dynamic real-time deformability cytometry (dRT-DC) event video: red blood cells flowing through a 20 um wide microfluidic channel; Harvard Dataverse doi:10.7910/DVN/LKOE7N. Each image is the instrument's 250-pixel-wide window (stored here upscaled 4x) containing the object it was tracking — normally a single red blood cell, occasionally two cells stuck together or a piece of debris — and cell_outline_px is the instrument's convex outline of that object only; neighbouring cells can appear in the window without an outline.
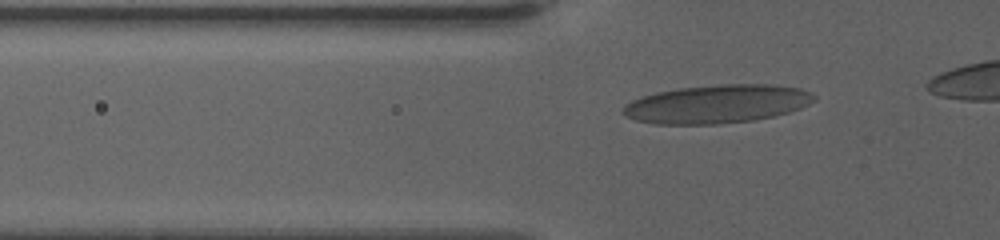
{"species": "human", "species_latin": "Homo sapiens", "temperature_condition": "warm", "stored_images_in_passage": 43, "camera_frame_rate_fps": 3000, "um_per_image_px": 0.085, "donor": {"sex": "female"}, "frame": {"image": 1, "passage_image": 10, "time_ms": 3.0, "image_size_px": [1000, 240], "cell_outline_px": [[816, 100], [800, 108], [788, 112], [772, 116], [752, 120], [716, 124], [656, 124], [636, 120], [624, 116], [620, 112], [624, 104], [632, 100], [656, 92], [676, 88], [720, 84], [776, 84], [800, 88], [816, 96]], "centroid_in_image_um": [60.91, 8.83], "position_along_channel_um": 64.9, "area_um2": 42.89}}
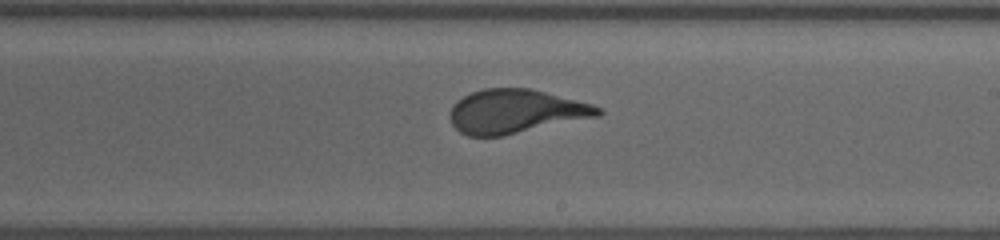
{"frame": {"image": 2, "passage_image": 26, "time_ms": 8.333, "image_size_px": [1000, 240], "cell_outline_px": [[604, 112], [600, 116], [504, 136], [468, 136], [460, 132], [452, 124], [448, 116], [452, 104], [456, 100], [472, 92], [484, 88], [528, 88], [592, 104], [600, 108]], "centroid_in_image_um": [43.8, 9.48], "position_along_channel_um": 245.2, "area_um2": 37.97}}
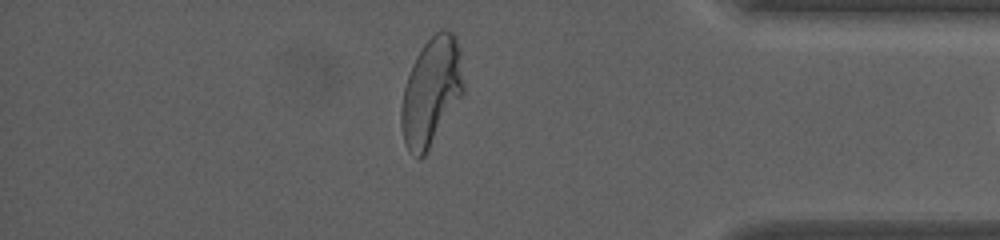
{"frame": {"image": 3, "passage_image": 41, "time_ms": 13.333, "image_size_px": [1000, 240], "cell_outline_px": [[464, 92], [424, 156], [416, 156], [408, 152], [404, 140], [400, 124], [400, 108], [404, 88], [412, 64], [416, 56], [424, 44], [440, 28], [444, 28], [452, 32], [456, 36], [460, 52], [464, 84]], "centroid_in_image_um": [36.65, 7.76], "position_along_channel_um": 398.5, "area_um2": 39.02}}